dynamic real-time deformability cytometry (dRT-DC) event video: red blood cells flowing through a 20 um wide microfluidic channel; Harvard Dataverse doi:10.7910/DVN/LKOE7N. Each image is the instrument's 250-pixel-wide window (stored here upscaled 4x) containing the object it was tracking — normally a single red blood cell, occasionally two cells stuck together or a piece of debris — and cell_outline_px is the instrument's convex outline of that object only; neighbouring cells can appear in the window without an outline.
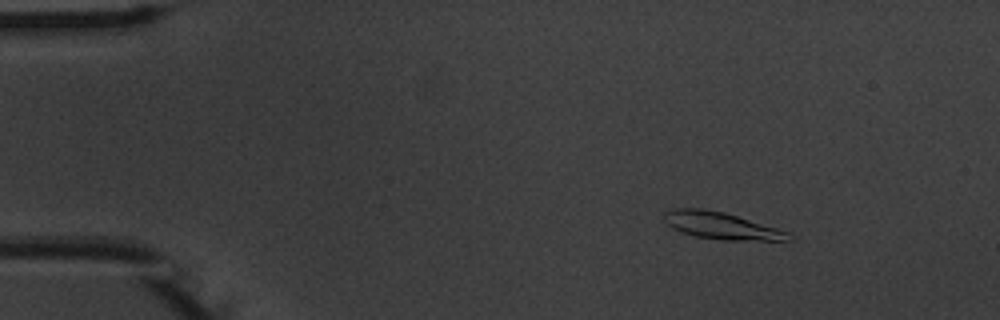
{"species": "common noctule bat (a hibernating species)", "species_latin": "Nyctalus noctula", "temperature_condition": "warm", "stored_images_in_passage": 49, "camera_frame_rate_fps": 3000, "um_per_image_px": 0.085, "animal": {"sex": "male", "body_mass_g": 20.1, "forearm_length_mm": 53.5}, "frame": {"image": 1, "passage_image": 3, "time_ms": 0.667, "image_size_px": [1000, 320], "cell_outline_px": [[796, 236], [792, 240], [720, 240], [696, 236], [672, 228], [664, 220], [664, 212], [676, 208], [700, 208], [724, 212], [776, 228], [788, 232]], "centroid_in_image_um": [61.33, 19.19], "position_along_channel_um": 23.7, "area_um2": 19.36}}
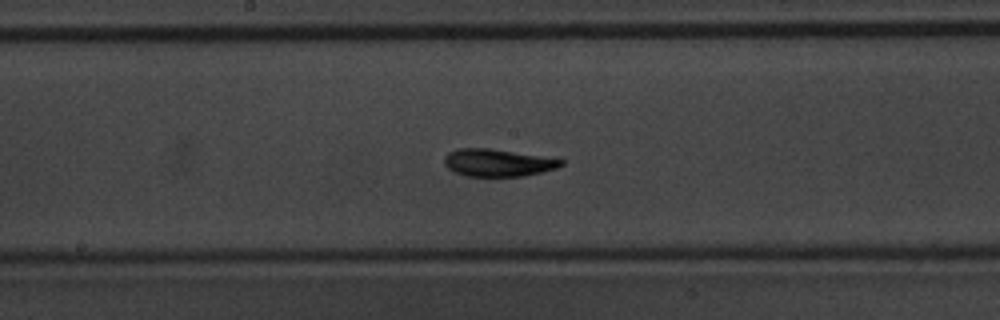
{"frame": {"image": 2, "passage_image": 24, "time_ms": 7.667, "image_size_px": [1000, 320], "cell_outline_px": [[564, 164], [560, 168], [524, 176], [464, 176], [448, 168], [444, 164], [444, 156], [448, 152], [460, 148], [488, 148], [564, 160]], "centroid_in_image_um": [42.3, 13.84], "position_along_channel_um": 205.9, "area_um2": 18.55}}
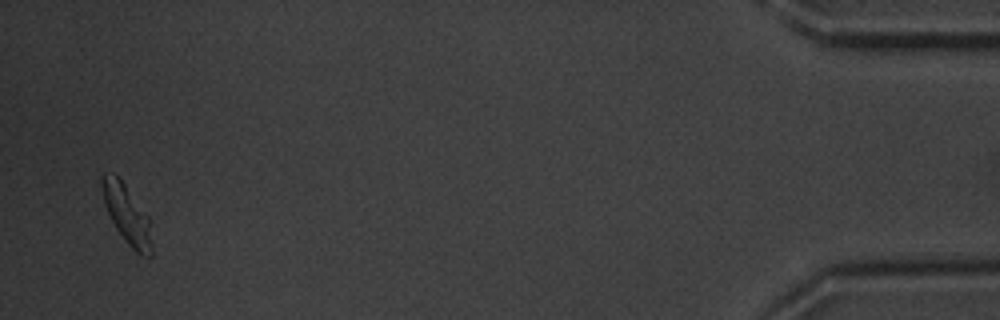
{"frame": {"image": 3, "passage_image": 48, "time_ms": 15.667, "image_size_px": [1000, 320], "cell_outline_px": [[152, 256], [140, 256], [124, 240], [116, 228], [108, 212], [104, 200], [100, 184], [100, 176], [104, 172], [112, 172], [124, 184], [148, 216], [152, 248]], "centroid_in_image_um": [10.77, 18.22], "position_along_channel_um": 424.4, "area_um2": 16.82}, "authors_computed_cell_mechanics": {"area_um2": 18.3804, "velocity_mm_per_s": 3.7495, "shape_relaxation_time_tau1_ms": 2.7145, "shape_relaxation_time_tau2_ms": 1.9396, "deformation_change_tau1": 0.1487, "deformation_change_tau2": 0.0931}}